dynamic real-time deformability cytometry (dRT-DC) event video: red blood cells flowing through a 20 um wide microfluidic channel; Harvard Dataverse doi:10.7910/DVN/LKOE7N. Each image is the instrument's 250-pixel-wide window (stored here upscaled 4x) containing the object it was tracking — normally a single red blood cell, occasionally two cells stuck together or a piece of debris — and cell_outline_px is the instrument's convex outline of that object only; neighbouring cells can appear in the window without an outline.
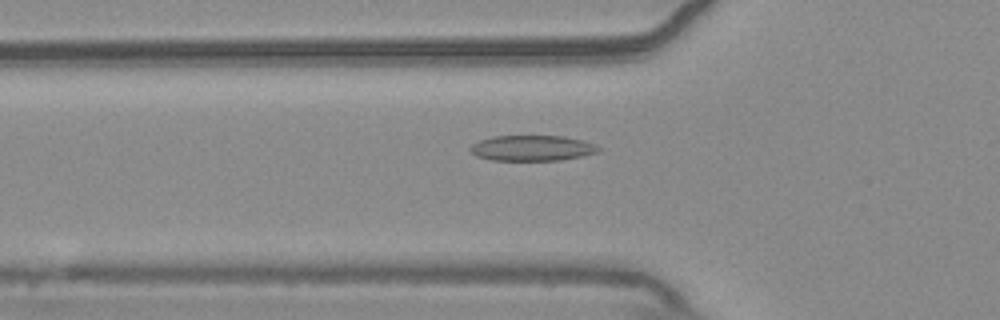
{"species": "common noctule bat (a hibernating species)", "species_latin": "Nyctalus noctula", "temperature_condition": "warm", "stored_images_in_passage": 55, "camera_frame_rate_fps": 3000, "um_per_image_px": 0.085, "animal": {"sex": "male", "body_mass_g": 20.4}, "frame": {"image": 1, "passage_image": 19, "time_ms": 6.0, "image_size_px": [1000, 320], "cell_outline_px": [[604, 148], [600, 152], [584, 156], [560, 160], [492, 160], [476, 156], [468, 148], [472, 144], [480, 140], [492, 136], [564, 136], [596, 144]], "centroid_in_image_um": [45.28, 12.59], "position_along_channel_um": 80.5, "area_um2": 19.25}}
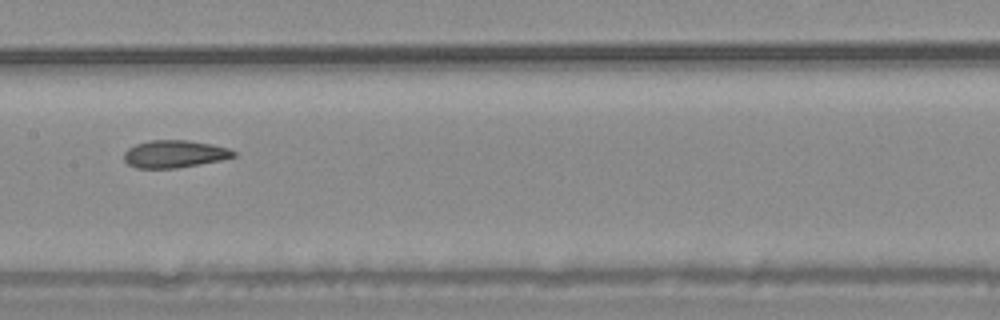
{"frame": {"image": 2, "passage_image": 28, "time_ms": 9.0, "image_size_px": [1000, 320], "cell_outline_px": [[236, 156], [220, 160], [176, 168], [136, 168], [128, 164], [124, 160], [124, 152], [128, 148], [136, 144], [148, 140], [188, 140], [212, 144], [228, 148], [236, 152]], "centroid_in_image_um": [14.81, 13.08], "position_along_channel_um": 192.6, "area_um2": 17.51}}
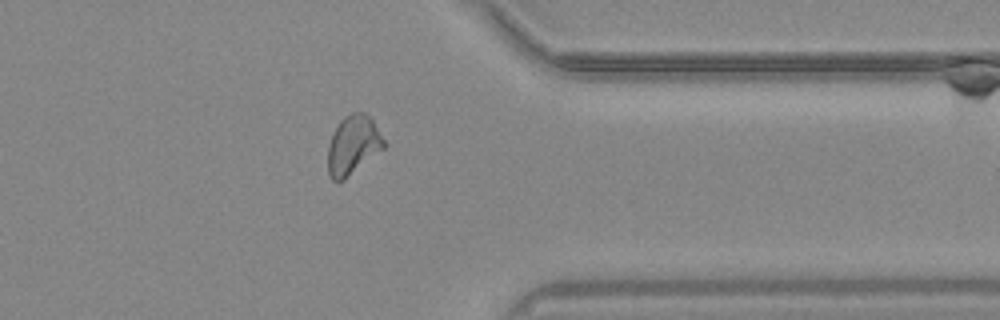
{"frame": {"image": 3, "passage_image": 44, "time_ms": 14.333, "image_size_px": [1000, 320], "cell_outline_px": [[388, 144], [384, 148], [344, 180], [332, 180], [328, 172], [328, 144], [340, 120], [344, 116], [352, 112], [364, 112], [372, 120]], "centroid_in_image_um": [30.02, 12.32], "position_along_channel_um": 381.4, "area_um2": 19.19}, "authors_computed_cell_mechanics": {"area_um2": 19.1896, "velocity_mm_per_s": 3.7045, "shape_relaxation_time_tau1_ms": 8.2195, "shape_relaxation_time_tau2_ms": 2.1514, "deformation_change_tau1": 0.1772, "deformation_change_tau2": 0.089}}